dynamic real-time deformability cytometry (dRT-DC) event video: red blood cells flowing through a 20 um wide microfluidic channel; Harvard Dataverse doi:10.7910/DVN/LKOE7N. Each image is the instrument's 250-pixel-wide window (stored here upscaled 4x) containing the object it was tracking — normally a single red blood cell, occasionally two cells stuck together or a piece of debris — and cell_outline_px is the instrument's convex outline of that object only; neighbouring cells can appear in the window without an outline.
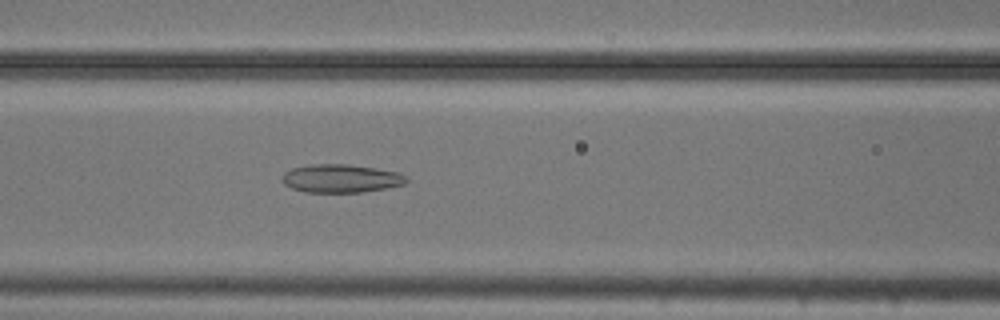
{"species": "common noctule bat (a hibernating species)", "species_latin": "Nyctalus noctula", "temperature_condition": "cold", "stored_images_in_passage": 54, "camera_frame_rate_fps": 3000, "um_per_image_px": 0.085, "animal": {"sex": "male", "body_mass_g": 20.5, "forearm_length_mm": 52.5}, "frame": {"image": 1, "passage_image": 23, "time_ms": 7.333, "image_size_px": [1000, 320], "cell_outline_px": [[408, 180], [404, 184], [384, 188], [360, 192], [304, 192], [292, 188], [284, 184], [284, 172], [292, 168], [312, 164], [348, 164], [396, 172], [408, 176]], "centroid_in_image_um": [28.97, 15.17], "position_along_channel_um": 137.6, "area_um2": 20.17}}
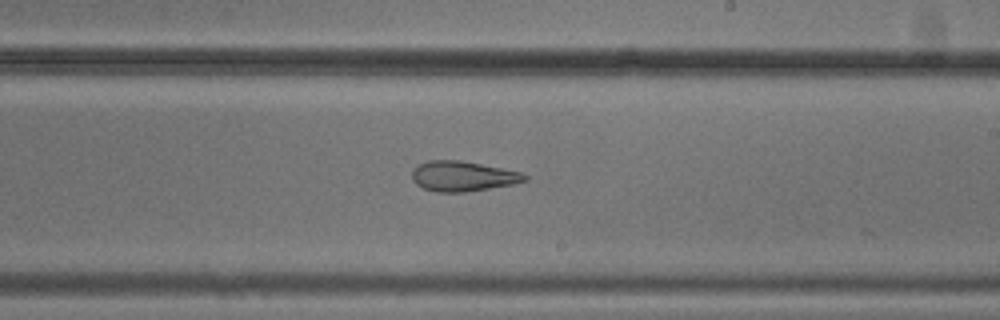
{"frame": {"image": 2, "passage_image": 32, "time_ms": 10.333, "image_size_px": [1000, 320], "cell_outline_px": [[528, 180], [512, 184], [464, 192], [436, 192], [424, 188], [416, 184], [412, 180], [412, 168], [428, 160], [460, 160], [520, 172], [528, 176]], "centroid_in_image_um": [39.29, 14.97], "position_along_channel_um": 249.7, "area_um2": 19.59}}
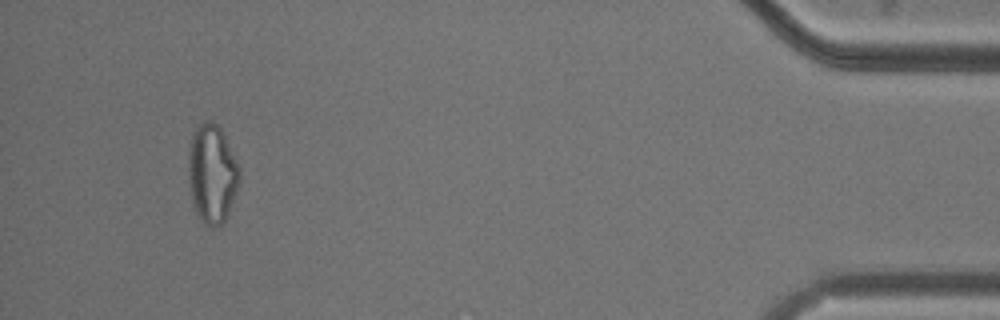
{"frame": {"image": 3, "passage_image": 51, "time_ms": 16.667, "image_size_px": [1000, 320], "cell_outline_px": [[240, 180], [236, 192], [228, 212], [224, 220], [216, 228], [212, 228], [204, 224], [200, 220], [196, 212], [192, 200], [188, 180], [188, 152], [192, 136], [196, 128], [204, 120], [212, 120], [220, 128], [240, 168]], "centroid_in_image_um": [18.01, 14.78], "position_along_channel_um": 417.2, "area_um2": 29.36}, "authors_computed_cell_mechanics": {"area_um2": 26.1256, "velocity_mm_per_s": 3.7429, "shape_relaxation_time_tau1_ms": null, "shape_relaxation_time_tau2_ms": 2.3937, "deformation_change_tau1": null, "deformation_change_tau2": 0.1132}}